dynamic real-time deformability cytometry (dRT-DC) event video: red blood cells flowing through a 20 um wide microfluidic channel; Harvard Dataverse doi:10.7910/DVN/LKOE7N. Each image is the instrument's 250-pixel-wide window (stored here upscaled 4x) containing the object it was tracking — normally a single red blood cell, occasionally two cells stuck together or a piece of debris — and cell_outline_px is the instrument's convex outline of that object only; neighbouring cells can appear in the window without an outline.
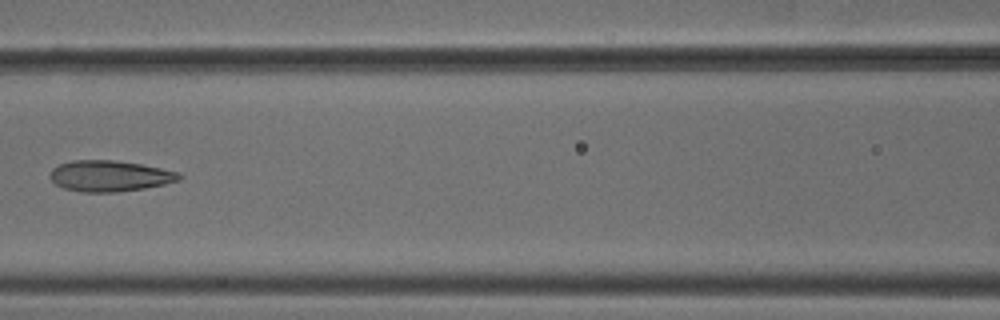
{"species": "common noctule bat (a hibernating species)", "species_latin": "Nyctalus noctula", "temperature_condition": "cold", "stored_images_in_passage": 6, "camera_frame_rate_fps": 3000, "um_per_image_px": 0.085, "animal": {"sex": "male", "body_mass_g": 18.8}, "frame": {"image": 1, "passage_image": 6, "time_ms": 1.667, "image_size_px": [1000, 320], "cell_outline_px": [[184, 176], [180, 180], [164, 184], [144, 188], [116, 192], [80, 192], [64, 188], [56, 184], [48, 176], [48, 172], [52, 168], [60, 164], [72, 160], [112, 160], [140, 164], [180, 172]], "centroid_in_image_um": [9.31, 14.96], "position_along_channel_um": 157.3, "area_um2": 23.41}}